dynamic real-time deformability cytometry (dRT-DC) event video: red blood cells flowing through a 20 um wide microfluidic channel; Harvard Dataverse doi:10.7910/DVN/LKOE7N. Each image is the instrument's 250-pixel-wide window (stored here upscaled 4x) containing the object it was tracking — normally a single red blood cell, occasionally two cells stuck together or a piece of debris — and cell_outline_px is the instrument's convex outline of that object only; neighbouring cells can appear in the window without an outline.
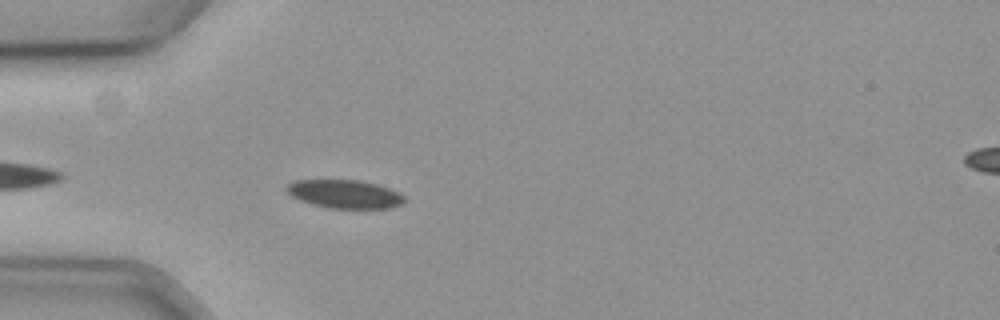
{"species": "common noctule bat (a hibernating species)", "species_latin": "Nyctalus noctula", "temperature_condition": "cold", "stored_images_in_passage": 45, "camera_frame_rate_fps": 3000, "um_per_image_px": 0.085, "animal": {"sex": "female", "body_mass_g": 19.3, "forearm_length_mm": 54.1}, "frame": {"image": 1, "passage_image": 4, "time_ms": 1.0, "image_size_px": [1000, 320], "cell_outline_px": [[408, 200], [392, 208], [328, 208], [312, 204], [300, 200], [292, 196], [284, 188], [288, 184], [296, 180], [360, 180], [376, 184], [388, 188], [404, 196]], "centroid_in_image_um": [29.3, 16.49], "position_along_channel_um": 55.7, "area_um2": 19.42}}
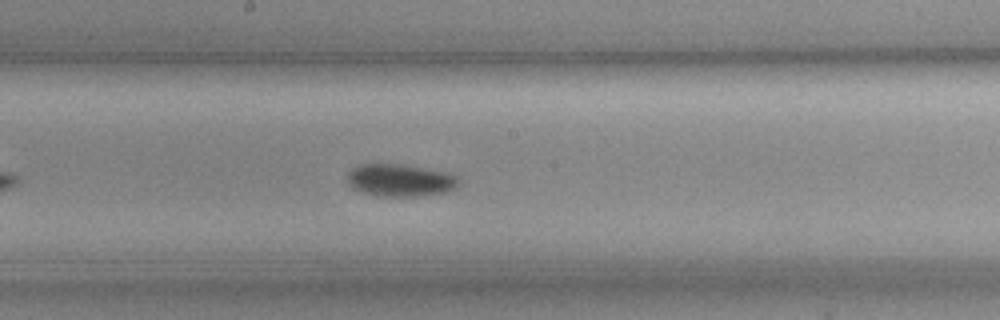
{"frame": {"image": 2, "passage_image": 18, "time_ms": 5.667, "image_size_px": [1000, 320], "cell_outline_px": [[460, 184], [444, 192], [416, 196], [380, 196], [360, 192], [352, 188], [348, 184], [348, 172], [352, 168], [360, 164], [400, 164], [444, 172], [456, 176]], "centroid_in_image_um": [33.94, 15.32], "position_along_channel_um": 214.3, "area_um2": 20.75}}
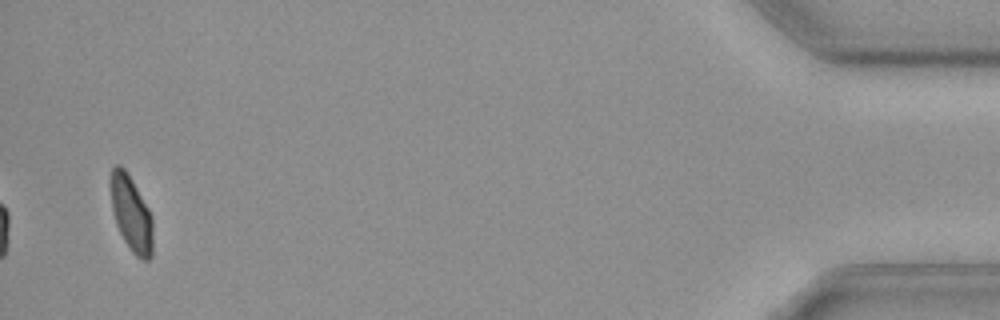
{"frame": {"image": 3, "passage_image": 43, "time_ms": 14.0, "image_size_px": [1000, 320], "cell_outline_px": [[152, 256], [148, 260], [140, 260], [132, 252], [124, 240], [116, 224], [112, 208], [112, 168], [116, 164], [120, 164], [124, 168], [132, 180], [148, 208], [152, 216]], "centroid_in_image_um": [11.18, 18.21], "position_along_channel_um": 424.0, "area_um2": 18.21}}